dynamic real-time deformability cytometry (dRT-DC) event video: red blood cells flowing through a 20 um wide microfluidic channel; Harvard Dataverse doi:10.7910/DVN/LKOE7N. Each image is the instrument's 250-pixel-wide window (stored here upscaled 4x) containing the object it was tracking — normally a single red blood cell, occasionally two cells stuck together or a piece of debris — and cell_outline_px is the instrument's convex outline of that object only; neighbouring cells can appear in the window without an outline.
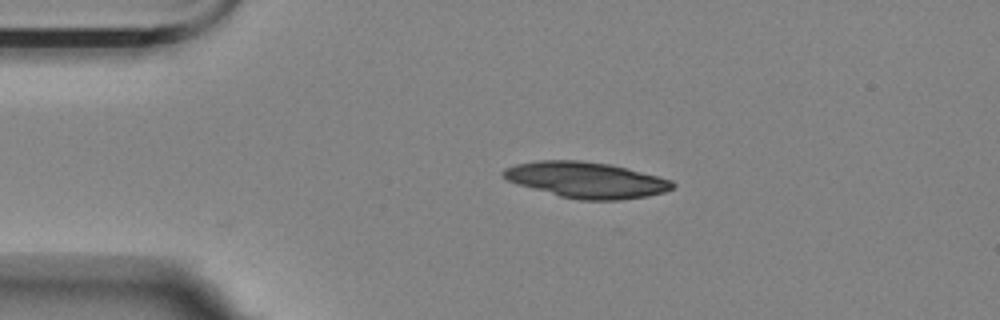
{"species": "Egyptian fruit bat (a non-hibernating species)", "species_latin": "Rousettus aegyptiacus", "temperature_condition": "room temperature", "stored_images_in_passage": 2, "camera_frame_rate_fps": 3000, "um_per_image_px": 0.085, "animal": {"sex": "female"}, "frame": {"image": 1, "passage_image": 2, "time_ms": 0.333, "image_size_px": [1000, 320], "cell_outline_px": [[676, 184], [672, 188], [664, 192], [648, 196], [620, 200], [580, 200], [560, 196], [520, 184], [508, 180], [500, 176], [500, 172], [504, 168], [516, 164], [536, 160], [580, 160], [612, 164], [628, 168], [672, 180]], "centroid_in_image_um": [49.84, 15.28], "position_along_channel_um": 35.2, "area_um2": 35.43}}